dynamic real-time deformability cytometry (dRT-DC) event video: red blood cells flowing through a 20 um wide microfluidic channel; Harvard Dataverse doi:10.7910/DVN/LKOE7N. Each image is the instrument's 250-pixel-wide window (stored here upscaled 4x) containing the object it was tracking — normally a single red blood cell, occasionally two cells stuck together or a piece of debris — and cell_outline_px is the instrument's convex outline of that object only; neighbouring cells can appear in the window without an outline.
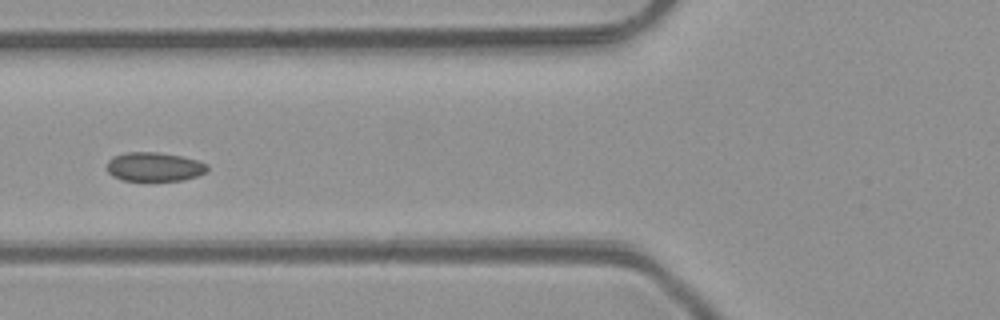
{"species": "common noctule bat (a hibernating species)", "species_latin": "Nyctalus noctula", "temperature_condition": "room temperature", "stored_images_in_passage": 5, "camera_frame_rate_fps": 3000, "um_per_image_px": 0.085, "animal": {"sex": "male", "body_mass_g": 23.1, "forearm_length_mm": 52.7}, "frame": {"image": 1, "passage_image": 4, "time_ms": 3.667, "image_size_px": [1000, 320], "cell_outline_px": [[208, 172], [184, 180], [120, 180], [112, 176], [108, 172], [108, 160], [112, 156], [124, 152], [156, 152], [180, 156], [196, 160], [208, 164]], "centroid_in_image_um": [13.11, 14.17], "position_along_channel_um": 112.7, "area_um2": 16.99}}
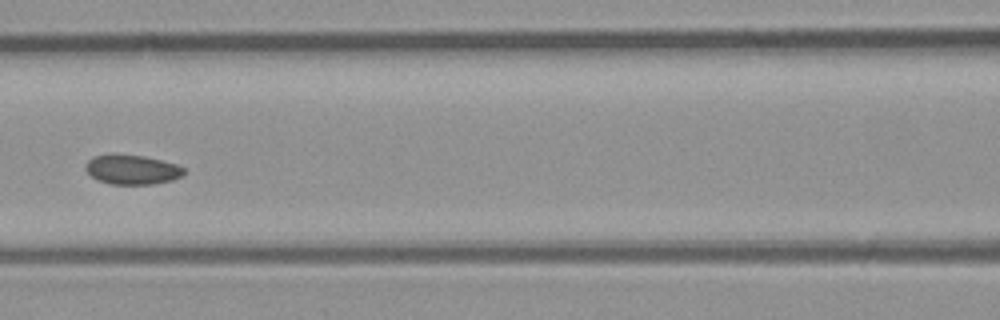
{"frame": {"image": 2, "passage_image": 5, "time_ms": 4.667, "image_size_px": [1000, 320], "cell_outline_px": [[184, 176], [172, 180], [152, 184], [112, 184], [96, 180], [84, 168], [84, 164], [92, 156], [144, 156], [176, 164], [184, 168]], "centroid_in_image_um": [11.23, 14.44], "position_along_channel_um": 155.4, "area_um2": 16.59}}